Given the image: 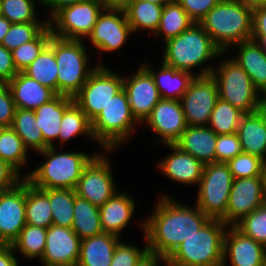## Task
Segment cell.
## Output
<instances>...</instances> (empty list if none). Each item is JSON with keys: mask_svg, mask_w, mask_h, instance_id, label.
Here are the masks:
<instances>
[{"mask_svg": "<svg viewBox=\"0 0 266 266\" xmlns=\"http://www.w3.org/2000/svg\"><path fill=\"white\" fill-rule=\"evenodd\" d=\"M52 31L49 24L32 40L11 51L18 72L27 68L49 44Z\"/></svg>", "mask_w": 266, "mask_h": 266, "instance_id": "cell-41", "label": "cell"}, {"mask_svg": "<svg viewBox=\"0 0 266 266\" xmlns=\"http://www.w3.org/2000/svg\"><path fill=\"white\" fill-rule=\"evenodd\" d=\"M129 1H149L158 5L165 6L167 3L171 2L172 0H129Z\"/></svg>", "mask_w": 266, "mask_h": 266, "instance_id": "cell-60", "label": "cell"}, {"mask_svg": "<svg viewBox=\"0 0 266 266\" xmlns=\"http://www.w3.org/2000/svg\"><path fill=\"white\" fill-rule=\"evenodd\" d=\"M263 194H264V204H266V171L263 177Z\"/></svg>", "mask_w": 266, "mask_h": 266, "instance_id": "cell-61", "label": "cell"}, {"mask_svg": "<svg viewBox=\"0 0 266 266\" xmlns=\"http://www.w3.org/2000/svg\"><path fill=\"white\" fill-rule=\"evenodd\" d=\"M186 13L198 23L221 0H176Z\"/></svg>", "mask_w": 266, "mask_h": 266, "instance_id": "cell-49", "label": "cell"}, {"mask_svg": "<svg viewBox=\"0 0 266 266\" xmlns=\"http://www.w3.org/2000/svg\"><path fill=\"white\" fill-rule=\"evenodd\" d=\"M119 239L117 235L103 232L81 240L76 266H110Z\"/></svg>", "mask_w": 266, "mask_h": 266, "instance_id": "cell-27", "label": "cell"}, {"mask_svg": "<svg viewBox=\"0 0 266 266\" xmlns=\"http://www.w3.org/2000/svg\"><path fill=\"white\" fill-rule=\"evenodd\" d=\"M235 227L244 235L266 246V204L248 214Z\"/></svg>", "mask_w": 266, "mask_h": 266, "instance_id": "cell-45", "label": "cell"}, {"mask_svg": "<svg viewBox=\"0 0 266 266\" xmlns=\"http://www.w3.org/2000/svg\"><path fill=\"white\" fill-rule=\"evenodd\" d=\"M210 219L197 206L193 209L163 195L154 212L142 223L148 251L168 258Z\"/></svg>", "mask_w": 266, "mask_h": 266, "instance_id": "cell-1", "label": "cell"}, {"mask_svg": "<svg viewBox=\"0 0 266 266\" xmlns=\"http://www.w3.org/2000/svg\"><path fill=\"white\" fill-rule=\"evenodd\" d=\"M233 181L227 163L205 164L199 182L196 206L211 219H221L227 210Z\"/></svg>", "mask_w": 266, "mask_h": 266, "instance_id": "cell-9", "label": "cell"}, {"mask_svg": "<svg viewBox=\"0 0 266 266\" xmlns=\"http://www.w3.org/2000/svg\"><path fill=\"white\" fill-rule=\"evenodd\" d=\"M48 197L52 209L53 225L72 228L76 192L72 189H41Z\"/></svg>", "mask_w": 266, "mask_h": 266, "instance_id": "cell-35", "label": "cell"}, {"mask_svg": "<svg viewBox=\"0 0 266 266\" xmlns=\"http://www.w3.org/2000/svg\"><path fill=\"white\" fill-rule=\"evenodd\" d=\"M130 33L133 32L124 9H103L88 38L98 50L112 52L123 47Z\"/></svg>", "mask_w": 266, "mask_h": 266, "instance_id": "cell-16", "label": "cell"}, {"mask_svg": "<svg viewBox=\"0 0 266 266\" xmlns=\"http://www.w3.org/2000/svg\"><path fill=\"white\" fill-rule=\"evenodd\" d=\"M144 122L166 145L176 144L188 126L180 100L174 99L161 98Z\"/></svg>", "mask_w": 266, "mask_h": 266, "instance_id": "cell-17", "label": "cell"}, {"mask_svg": "<svg viewBox=\"0 0 266 266\" xmlns=\"http://www.w3.org/2000/svg\"><path fill=\"white\" fill-rule=\"evenodd\" d=\"M173 152L157 164L169 179L182 184H199L204 164L192 155L183 152L178 146L166 145Z\"/></svg>", "mask_w": 266, "mask_h": 266, "instance_id": "cell-21", "label": "cell"}, {"mask_svg": "<svg viewBox=\"0 0 266 266\" xmlns=\"http://www.w3.org/2000/svg\"><path fill=\"white\" fill-rule=\"evenodd\" d=\"M17 73L12 52L0 45V83H8Z\"/></svg>", "mask_w": 266, "mask_h": 266, "instance_id": "cell-51", "label": "cell"}, {"mask_svg": "<svg viewBox=\"0 0 266 266\" xmlns=\"http://www.w3.org/2000/svg\"><path fill=\"white\" fill-rule=\"evenodd\" d=\"M42 3V5L47 6L49 9L51 8V17L61 8L78 3L83 0H38ZM53 8V9H52Z\"/></svg>", "mask_w": 266, "mask_h": 266, "instance_id": "cell-55", "label": "cell"}, {"mask_svg": "<svg viewBox=\"0 0 266 266\" xmlns=\"http://www.w3.org/2000/svg\"><path fill=\"white\" fill-rule=\"evenodd\" d=\"M163 63L180 71L191 72L197 66L224 54L199 23L165 41Z\"/></svg>", "mask_w": 266, "mask_h": 266, "instance_id": "cell-5", "label": "cell"}, {"mask_svg": "<svg viewBox=\"0 0 266 266\" xmlns=\"http://www.w3.org/2000/svg\"><path fill=\"white\" fill-rule=\"evenodd\" d=\"M103 9L97 0H83L61 8L48 19L52 35L74 40L88 37Z\"/></svg>", "mask_w": 266, "mask_h": 266, "instance_id": "cell-11", "label": "cell"}, {"mask_svg": "<svg viewBox=\"0 0 266 266\" xmlns=\"http://www.w3.org/2000/svg\"><path fill=\"white\" fill-rule=\"evenodd\" d=\"M11 128L22 139L27 149L31 148L37 152L43 150V135L36 122L34 110L16 108Z\"/></svg>", "mask_w": 266, "mask_h": 266, "instance_id": "cell-36", "label": "cell"}, {"mask_svg": "<svg viewBox=\"0 0 266 266\" xmlns=\"http://www.w3.org/2000/svg\"><path fill=\"white\" fill-rule=\"evenodd\" d=\"M253 11L238 0H221L198 23L225 52L252 37Z\"/></svg>", "mask_w": 266, "mask_h": 266, "instance_id": "cell-2", "label": "cell"}, {"mask_svg": "<svg viewBox=\"0 0 266 266\" xmlns=\"http://www.w3.org/2000/svg\"><path fill=\"white\" fill-rule=\"evenodd\" d=\"M4 128L5 126L0 123V133L3 131Z\"/></svg>", "mask_w": 266, "mask_h": 266, "instance_id": "cell-63", "label": "cell"}, {"mask_svg": "<svg viewBox=\"0 0 266 266\" xmlns=\"http://www.w3.org/2000/svg\"><path fill=\"white\" fill-rule=\"evenodd\" d=\"M82 40L54 36V54L58 67L57 95L74 97L95 70L88 66V57Z\"/></svg>", "mask_w": 266, "mask_h": 266, "instance_id": "cell-7", "label": "cell"}, {"mask_svg": "<svg viewBox=\"0 0 266 266\" xmlns=\"http://www.w3.org/2000/svg\"><path fill=\"white\" fill-rule=\"evenodd\" d=\"M218 98V86L211 75L195 76L180 99L187 125L207 126Z\"/></svg>", "mask_w": 266, "mask_h": 266, "instance_id": "cell-12", "label": "cell"}, {"mask_svg": "<svg viewBox=\"0 0 266 266\" xmlns=\"http://www.w3.org/2000/svg\"><path fill=\"white\" fill-rule=\"evenodd\" d=\"M216 142L217 134L208 126H187L175 145L205 165L216 162Z\"/></svg>", "mask_w": 266, "mask_h": 266, "instance_id": "cell-24", "label": "cell"}, {"mask_svg": "<svg viewBox=\"0 0 266 266\" xmlns=\"http://www.w3.org/2000/svg\"><path fill=\"white\" fill-rule=\"evenodd\" d=\"M80 134H85L94 139L91 121L79 106L73 102L63 114L58 139L63 144L65 141L67 142Z\"/></svg>", "mask_w": 266, "mask_h": 266, "instance_id": "cell-38", "label": "cell"}, {"mask_svg": "<svg viewBox=\"0 0 266 266\" xmlns=\"http://www.w3.org/2000/svg\"><path fill=\"white\" fill-rule=\"evenodd\" d=\"M47 25L48 20L41 23H12L1 45L13 51L22 44L32 41Z\"/></svg>", "mask_w": 266, "mask_h": 266, "instance_id": "cell-42", "label": "cell"}, {"mask_svg": "<svg viewBox=\"0 0 266 266\" xmlns=\"http://www.w3.org/2000/svg\"><path fill=\"white\" fill-rule=\"evenodd\" d=\"M11 24L12 23L9 22L5 17L0 16V45L3 41L4 36L9 31Z\"/></svg>", "mask_w": 266, "mask_h": 266, "instance_id": "cell-58", "label": "cell"}, {"mask_svg": "<svg viewBox=\"0 0 266 266\" xmlns=\"http://www.w3.org/2000/svg\"><path fill=\"white\" fill-rule=\"evenodd\" d=\"M237 135L243 153L257 156L266 163V124L258 111L242 116Z\"/></svg>", "mask_w": 266, "mask_h": 266, "instance_id": "cell-29", "label": "cell"}, {"mask_svg": "<svg viewBox=\"0 0 266 266\" xmlns=\"http://www.w3.org/2000/svg\"><path fill=\"white\" fill-rule=\"evenodd\" d=\"M264 204L263 177L234 179L225 215L220 219L228 227Z\"/></svg>", "mask_w": 266, "mask_h": 266, "instance_id": "cell-14", "label": "cell"}, {"mask_svg": "<svg viewBox=\"0 0 266 266\" xmlns=\"http://www.w3.org/2000/svg\"><path fill=\"white\" fill-rule=\"evenodd\" d=\"M135 119L124 89L111 98L100 114L91 122L94 139L111 152L134 131Z\"/></svg>", "mask_w": 266, "mask_h": 266, "instance_id": "cell-6", "label": "cell"}, {"mask_svg": "<svg viewBox=\"0 0 266 266\" xmlns=\"http://www.w3.org/2000/svg\"><path fill=\"white\" fill-rule=\"evenodd\" d=\"M46 161L24 178L39 189H72L81 177L84 167L98 153L89 155L85 152L59 153L55 147L39 151Z\"/></svg>", "mask_w": 266, "mask_h": 266, "instance_id": "cell-3", "label": "cell"}, {"mask_svg": "<svg viewBox=\"0 0 266 266\" xmlns=\"http://www.w3.org/2000/svg\"><path fill=\"white\" fill-rule=\"evenodd\" d=\"M123 89V76L98 64L81 90L73 97L74 102L92 122L118 92Z\"/></svg>", "mask_w": 266, "mask_h": 266, "instance_id": "cell-10", "label": "cell"}, {"mask_svg": "<svg viewBox=\"0 0 266 266\" xmlns=\"http://www.w3.org/2000/svg\"><path fill=\"white\" fill-rule=\"evenodd\" d=\"M49 197L39 188L26 181V223L32 226L49 228L53 225Z\"/></svg>", "mask_w": 266, "mask_h": 266, "instance_id": "cell-33", "label": "cell"}, {"mask_svg": "<svg viewBox=\"0 0 266 266\" xmlns=\"http://www.w3.org/2000/svg\"><path fill=\"white\" fill-rule=\"evenodd\" d=\"M38 83L52 89L57 94L58 67L54 54V36L39 56L22 71Z\"/></svg>", "mask_w": 266, "mask_h": 266, "instance_id": "cell-31", "label": "cell"}, {"mask_svg": "<svg viewBox=\"0 0 266 266\" xmlns=\"http://www.w3.org/2000/svg\"><path fill=\"white\" fill-rule=\"evenodd\" d=\"M42 260L45 266H76L81 239L71 228L51 225L47 228Z\"/></svg>", "mask_w": 266, "mask_h": 266, "instance_id": "cell-19", "label": "cell"}, {"mask_svg": "<svg viewBox=\"0 0 266 266\" xmlns=\"http://www.w3.org/2000/svg\"><path fill=\"white\" fill-rule=\"evenodd\" d=\"M251 39L266 53V5L253 10Z\"/></svg>", "mask_w": 266, "mask_h": 266, "instance_id": "cell-50", "label": "cell"}, {"mask_svg": "<svg viewBox=\"0 0 266 266\" xmlns=\"http://www.w3.org/2000/svg\"><path fill=\"white\" fill-rule=\"evenodd\" d=\"M16 108L35 110L50 102L57 94L36 80L18 72L8 83Z\"/></svg>", "mask_w": 266, "mask_h": 266, "instance_id": "cell-23", "label": "cell"}, {"mask_svg": "<svg viewBox=\"0 0 266 266\" xmlns=\"http://www.w3.org/2000/svg\"><path fill=\"white\" fill-rule=\"evenodd\" d=\"M234 179L264 177L266 163L259 157L240 153L227 162Z\"/></svg>", "mask_w": 266, "mask_h": 266, "instance_id": "cell-43", "label": "cell"}, {"mask_svg": "<svg viewBox=\"0 0 266 266\" xmlns=\"http://www.w3.org/2000/svg\"><path fill=\"white\" fill-rule=\"evenodd\" d=\"M46 235L47 228L26 224L19 237L12 243V247L27 258L41 259L46 247Z\"/></svg>", "mask_w": 266, "mask_h": 266, "instance_id": "cell-39", "label": "cell"}, {"mask_svg": "<svg viewBox=\"0 0 266 266\" xmlns=\"http://www.w3.org/2000/svg\"><path fill=\"white\" fill-rule=\"evenodd\" d=\"M12 245L0 244V266H18Z\"/></svg>", "mask_w": 266, "mask_h": 266, "instance_id": "cell-54", "label": "cell"}, {"mask_svg": "<svg viewBox=\"0 0 266 266\" xmlns=\"http://www.w3.org/2000/svg\"><path fill=\"white\" fill-rule=\"evenodd\" d=\"M242 152L237 133L217 135L215 148L216 162L227 163Z\"/></svg>", "mask_w": 266, "mask_h": 266, "instance_id": "cell-46", "label": "cell"}, {"mask_svg": "<svg viewBox=\"0 0 266 266\" xmlns=\"http://www.w3.org/2000/svg\"><path fill=\"white\" fill-rule=\"evenodd\" d=\"M134 209L135 202L127 193L116 192L99 207L103 232L119 236L130 222Z\"/></svg>", "mask_w": 266, "mask_h": 266, "instance_id": "cell-26", "label": "cell"}, {"mask_svg": "<svg viewBox=\"0 0 266 266\" xmlns=\"http://www.w3.org/2000/svg\"><path fill=\"white\" fill-rule=\"evenodd\" d=\"M257 111L260 113L266 124V95H262Z\"/></svg>", "mask_w": 266, "mask_h": 266, "instance_id": "cell-59", "label": "cell"}, {"mask_svg": "<svg viewBox=\"0 0 266 266\" xmlns=\"http://www.w3.org/2000/svg\"><path fill=\"white\" fill-rule=\"evenodd\" d=\"M143 66L151 73L154 78L155 85L158 92L163 99L180 100L183 94L188 90L190 82L195 76L211 75L213 67L210 65L198 74H193L187 71H180L174 67L161 63L159 72L152 71L150 66L143 64Z\"/></svg>", "mask_w": 266, "mask_h": 266, "instance_id": "cell-22", "label": "cell"}, {"mask_svg": "<svg viewBox=\"0 0 266 266\" xmlns=\"http://www.w3.org/2000/svg\"><path fill=\"white\" fill-rule=\"evenodd\" d=\"M20 176L13 167L0 159V192L14 188L22 181Z\"/></svg>", "mask_w": 266, "mask_h": 266, "instance_id": "cell-52", "label": "cell"}, {"mask_svg": "<svg viewBox=\"0 0 266 266\" xmlns=\"http://www.w3.org/2000/svg\"><path fill=\"white\" fill-rule=\"evenodd\" d=\"M36 0H0L1 16L11 23L39 22L35 13Z\"/></svg>", "mask_w": 266, "mask_h": 266, "instance_id": "cell-44", "label": "cell"}, {"mask_svg": "<svg viewBox=\"0 0 266 266\" xmlns=\"http://www.w3.org/2000/svg\"><path fill=\"white\" fill-rule=\"evenodd\" d=\"M26 180L0 192V244L12 245L25 227Z\"/></svg>", "mask_w": 266, "mask_h": 266, "instance_id": "cell-15", "label": "cell"}, {"mask_svg": "<svg viewBox=\"0 0 266 266\" xmlns=\"http://www.w3.org/2000/svg\"><path fill=\"white\" fill-rule=\"evenodd\" d=\"M211 76L217 83L220 99L231 103L244 114L257 112L260 92L234 59L225 60L218 71L213 69Z\"/></svg>", "mask_w": 266, "mask_h": 266, "instance_id": "cell-8", "label": "cell"}, {"mask_svg": "<svg viewBox=\"0 0 266 266\" xmlns=\"http://www.w3.org/2000/svg\"><path fill=\"white\" fill-rule=\"evenodd\" d=\"M161 262H164V264L168 266L167 257L147 251L138 261L136 266H160Z\"/></svg>", "mask_w": 266, "mask_h": 266, "instance_id": "cell-53", "label": "cell"}, {"mask_svg": "<svg viewBox=\"0 0 266 266\" xmlns=\"http://www.w3.org/2000/svg\"><path fill=\"white\" fill-rule=\"evenodd\" d=\"M242 5L252 11L266 5V0H238Z\"/></svg>", "mask_w": 266, "mask_h": 266, "instance_id": "cell-57", "label": "cell"}, {"mask_svg": "<svg viewBox=\"0 0 266 266\" xmlns=\"http://www.w3.org/2000/svg\"><path fill=\"white\" fill-rule=\"evenodd\" d=\"M123 89L127 93L133 116L143 123L161 99L153 76L142 65L134 76L128 79L123 77Z\"/></svg>", "mask_w": 266, "mask_h": 266, "instance_id": "cell-18", "label": "cell"}, {"mask_svg": "<svg viewBox=\"0 0 266 266\" xmlns=\"http://www.w3.org/2000/svg\"><path fill=\"white\" fill-rule=\"evenodd\" d=\"M164 6L149 1H129L124 9L132 32L147 29L157 31Z\"/></svg>", "mask_w": 266, "mask_h": 266, "instance_id": "cell-32", "label": "cell"}, {"mask_svg": "<svg viewBox=\"0 0 266 266\" xmlns=\"http://www.w3.org/2000/svg\"><path fill=\"white\" fill-rule=\"evenodd\" d=\"M243 115L231 103L218 98L207 126L217 135L234 134L237 133Z\"/></svg>", "mask_w": 266, "mask_h": 266, "instance_id": "cell-37", "label": "cell"}, {"mask_svg": "<svg viewBox=\"0 0 266 266\" xmlns=\"http://www.w3.org/2000/svg\"><path fill=\"white\" fill-rule=\"evenodd\" d=\"M16 105L7 83H0V123L11 127L14 121Z\"/></svg>", "mask_w": 266, "mask_h": 266, "instance_id": "cell-48", "label": "cell"}, {"mask_svg": "<svg viewBox=\"0 0 266 266\" xmlns=\"http://www.w3.org/2000/svg\"><path fill=\"white\" fill-rule=\"evenodd\" d=\"M71 229L81 240L103 233L99 207L75 195Z\"/></svg>", "mask_w": 266, "mask_h": 266, "instance_id": "cell-30", "label": "cell"}, {"mask_svg": "<svg viewBox=\"0 0 266 266\" xmlns=\"http://www.w3.org/2000/svg\"><path fill=\"white\" fill-rule=\"evenodd\" d=\"M104 9H125L129 0H97Z\"/></svg>", "mask_w": 266, "mask_h": 266, "instance_id": "cell-56", "label": "cell"}, {"mask_svg": "<svg viewBox=\"0 0 266 266\" xmlns=\"http://www.w3.org/2000/svg\"><path fill=\"white\" fill-rule=\"evenodd\" d=\"M227 230L224 235L223 266L229 258L231 266H264L263 244L244 235L235 226Z\"/></svg>", "mask_w": 266, "mask_h": 266, "instance_id": "cell-20", "label": "cell"}, {"mask_svg": "<svg viewBox=\"0 0 266 266\" xmlns=\"http://www.w3.org/2000/svg\"><path fill=\"white\" fill-rule=\"evenodd\" d=\"M194 23L195 21L186 13L182 6L176 0H172L163 8L155 35L157 37L163 36L166 41L183 33Z\"/></svg>", "mask_w": 266, "mask_h": 266, "instance_id": "cell-34", "label": "cell"}, {"mask_svg": "<svg viewBox=\"0 0 266 266\" xmlns=\"http://www.w3.org/2000/svg\"><path fill=\"white\" fill-rule=\"evenodd\" d=\"M109 160L105 155H95L84 167L76 185V195L101 207L117 191L111 174Z\"/></svg>", "mask_w": 266, "mask_h": 266, "instance_id": "cell-13", "label": "cell"}, {"mask_svg": "<svg viewBox=\"0 0 266 266\" xmlns=\"http://www.w3.org/2000/svg\"><path fill=\"white\" fill-rule=\"evenodd\" d=\"M148 251L147 242L143 249L133 245L118 242L110 266H136L142 256Z\"/></svg>", "mask_w": 266, "mask_h": 266, "instance_id": "cell-47", "label": "cell"}, {"mask_svg": "<svg viewBox=\"0 0 266 266\" xmlns=\"http://www.w3.org/2000/svg\"><path fill=\"white\" fill-rule=\"evenodd\" d=\"M264 266H266V246H265V254H264Z\"/></svg>", "mask_w": 266, "mask_h": 266, "instance_id": "cell-62", "label": "cell"}, {"mask_svg": "<svg viewBox=\"0 0 266 266\" xmlns=\"http://www.w3.org/2000/svg\"><path fill=\"white\" fill-rule=\"evenodd\" d=\"M239 54L233 59L249 75L254 87L266 95V53L253 39L238 43Z\"/></svg>", "mask_w": 266, "mask_h": 266, "instance_id": "cell-28", "label": "cell"}, {"mask_svg": "<svg viewBox=\"0 0 266 266\" xmlns=\"http://www.w3.org/2000/svg\"><path fill=\"white\" fill-rule=\"evenodd\" d=\"M27 151L17 133L11 127H5L0 133V159L19 173V169L27 162Z\"/></svg>", "mask_w": 266, "mask_h": 266, "instance_id": "cell-40", "label": "cell"}, {"mask_svg": "<svg viewBox=\"0 0 266 266\" xmlns=\"http://www.w3.org/2000/svg\"><path fill=\"white\" fill-rule=\"evenodd\" d=\"M226 227L222 220L210 219L174 250L168 266H223Z\"/></svg>", "mask_w": 266, "mask_h": 266, "instance_id": "cell-4", "label": "cell"}, {"mask_svg": "<svg viewBox=\"0 0 266 266\" xmlns=\"http://www.w3.org/2000/svg\"><path fill=\"white\" fill-rule=\"evenodd\" d=\"M73 102V97L57 95L50 102L34 110L36 122L43 135V150L55 147L53 140L58 139L63 114Z\"/></svg>", "mask_w": 266, "mask_h": 266, "instance_id": "cell-25", "label": "cell"}]
</instances>
